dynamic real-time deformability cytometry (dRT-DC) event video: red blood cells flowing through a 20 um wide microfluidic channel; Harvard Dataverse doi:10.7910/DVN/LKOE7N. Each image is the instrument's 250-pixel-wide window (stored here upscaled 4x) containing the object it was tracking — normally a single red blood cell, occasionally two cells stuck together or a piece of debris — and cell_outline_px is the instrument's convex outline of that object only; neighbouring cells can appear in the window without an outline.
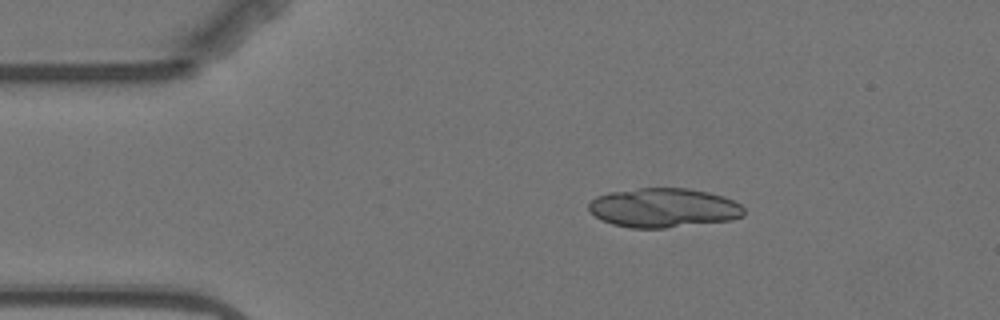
{"species": "Egyptian fruit bat (a non-hibernating species)", "species_latin": "Rousettus aegyptiacus", "temperature_condition": "warm", "stored_images_in_passage": 5, "camera_frame_rate_fps": 3000, "um_per_image_px": 0.085, "animal": {"sex": "female"}, "frame": {"image": 1, "passage_image": 3, "time_ms": 2.333, "image_size_px": [1000, 320], "cell_outline_px": [[744, 216], [732, 220], [664, 228], [632, 228], [612, 224], [600, 220], [588, 208], [588, 204], [596, 196], [608, 192], [640, 188], [688, 188], [708, 192], [724, 196], [740, 204], [744, 208]], "centroid_in_image_um": [56.41, 17.66], "position_along_channel_um": 28.6, "area_um2": 35.66}}